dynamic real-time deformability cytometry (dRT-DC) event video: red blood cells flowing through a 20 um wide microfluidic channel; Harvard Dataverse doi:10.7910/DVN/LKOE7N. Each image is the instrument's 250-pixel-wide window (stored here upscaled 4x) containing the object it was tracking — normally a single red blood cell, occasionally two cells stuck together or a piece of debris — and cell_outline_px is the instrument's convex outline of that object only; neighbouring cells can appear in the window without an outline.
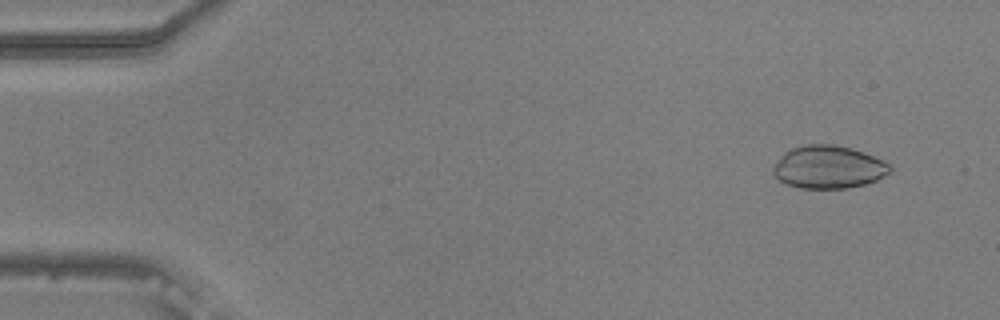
{"species": "common noctule bat (a hibernating species)", "species_latin": "Nyctalus noctula", "temperature_condition": "warm", "stored_images_in_passage": 12, "camera_frame_rate_fps": 3000, "um_per_image_px": 0.085, "animal": {"sex": "male", "body_mass_g": 20.5, "forearm_length_mm": 52.5}, "frame": {"image": 1, "passage_image": 4, "time_ms": 1.0, "image_size_px": [1000, 320], "cell_outline_px": [[892, 172], [876, 180], [864, 184], [848, 188], [800, 188], [788, 184], [780, 180], [772, 172], [772, 168], [780, 156], [784, 152], [792, 148], [804, 144], [836, 144], [852, 148], [864, 152], [884, 160], [892, 164]], "centroid_in_image_um": [70.45, 14.19], "position_along_channel_um": 14.5, "area_um2": 29.42}}